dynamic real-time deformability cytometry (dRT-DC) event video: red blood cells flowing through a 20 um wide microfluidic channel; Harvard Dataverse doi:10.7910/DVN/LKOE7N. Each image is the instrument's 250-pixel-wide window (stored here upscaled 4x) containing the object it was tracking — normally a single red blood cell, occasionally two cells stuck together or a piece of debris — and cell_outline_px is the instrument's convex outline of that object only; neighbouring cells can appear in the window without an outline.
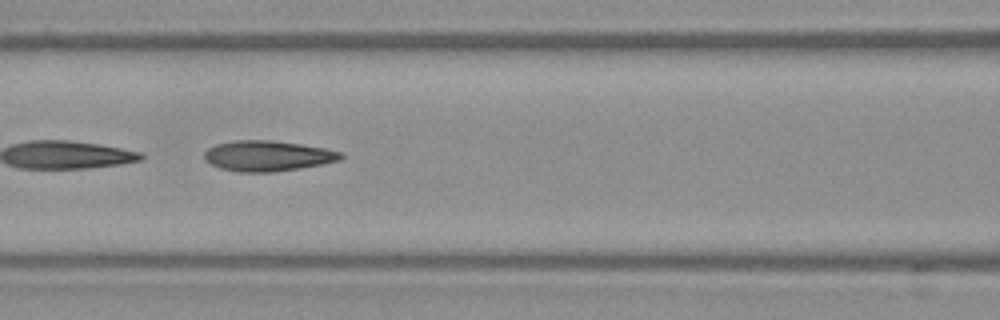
{"species": "Egyptian fruit bat (a non-hibernating species)", "species_latin": "Rousettus aegyptiacus", "temperature_condition": "warm", "stored_images_in_passage": 33, "camera_frame_rate_fps": 3000, "um_per_image_px": 0.085, "frame": {"image": 1, "passage_image": 6, "time_ms": 1.667, "image_size_px": [1000, 320], "cell_outline_px": [[344, 156], [340, 160], [300, 168], [276, 172], [240, 172], [220, 168], [204, 160], [204, 152], [208, 148], [216, 144], [236, 140], [272, 140], [300, 144], [324, 148], [344, 152]], "centroid_in_image_um": [22.75, 13.25], "position_along_channel_um": 143.9, "area_um2": 24.28}}
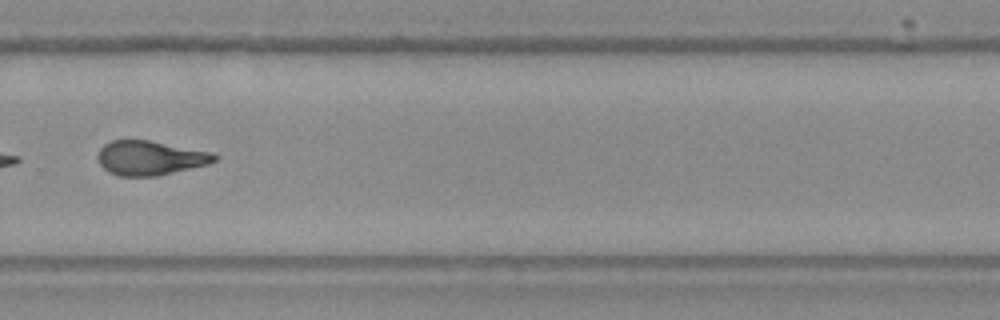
{"frame": {"image": 2, "passage_image": 19, "time_ms": 6.0, "image_size_px": [1000, 320], "cell_outline_px": [[220, 156], [216, 160], [208, 164], [156, 176], [120, 176], [108, 172], [100, 164], [96, 156], [100, 148], [104, 144], [112, 140], [148, 140], [212, 152]], "centroid_in_image_um": [12.74, 13.42], "position_along_channel_um": 317.1, "area_um2": 23.35}}